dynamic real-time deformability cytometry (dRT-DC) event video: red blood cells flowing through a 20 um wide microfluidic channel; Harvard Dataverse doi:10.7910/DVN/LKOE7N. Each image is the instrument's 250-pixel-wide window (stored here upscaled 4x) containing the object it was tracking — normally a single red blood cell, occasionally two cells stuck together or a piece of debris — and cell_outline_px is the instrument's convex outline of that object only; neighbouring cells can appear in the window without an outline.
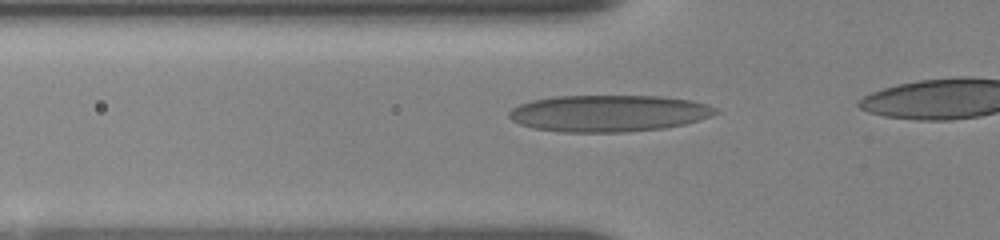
{"species": "human", "species_latin": "Homo sapiens", "temperature_condition": "room temperature", "stored_images_in_passage": 8, "camera_frame_rate_fps": 3000, "um_per_image_px": 0.085, "donor": {"sex": "female"}, "frame": {"image": 1, "passage_image": 2, "time_ms": 0.333, "image_size_px": [1000, 240], "cell_outline_px": [[720, 112], [684, 124], [664, 128], [624, 132], [560, 132], [536, 128], [520, 124], [512, 120], [508, 116], [508, 112], [512, 108], [520, 104], [532, 100], [556, 96], [660, 96], [688, 100], [708, 104], [720, 108]], "centroid_in_image_um": [51.73, 9.63], "position_along_channel_um": 74.1, "area_um2": 44.04}}
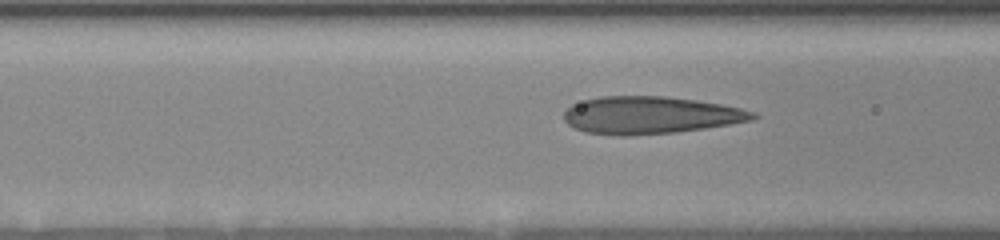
{"frame": {"image": 2, "passage_image": 5, "time_ms": 1.333, "image_size_px": [1000, 240], "cell_outline_px": [[760, 116], [752, 120], [704, 128], [676, 132], [628, 136], [616, 136], [584, 132], [568, 124], [564, 120], [564, 112], [572, 104], [584, 100], [600, 96], [664, 96], [696, 100], [720, 104], [740, 108], [756, 112]], "centroid_in_image_um": [55.26, 9.79], "position_along_channel_um": 111.3, "area_um2": 41.21}}